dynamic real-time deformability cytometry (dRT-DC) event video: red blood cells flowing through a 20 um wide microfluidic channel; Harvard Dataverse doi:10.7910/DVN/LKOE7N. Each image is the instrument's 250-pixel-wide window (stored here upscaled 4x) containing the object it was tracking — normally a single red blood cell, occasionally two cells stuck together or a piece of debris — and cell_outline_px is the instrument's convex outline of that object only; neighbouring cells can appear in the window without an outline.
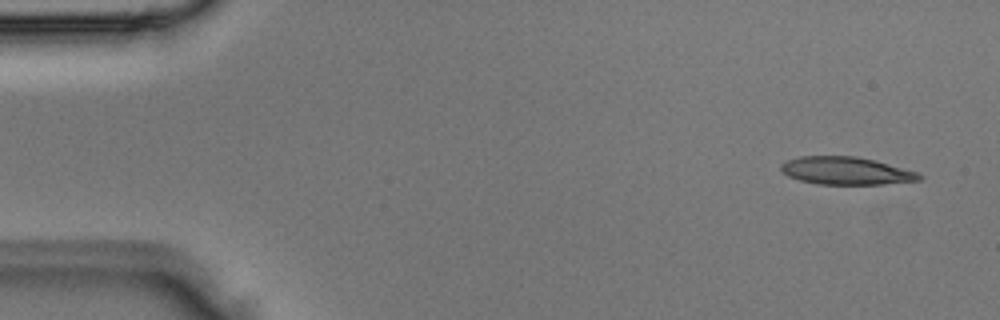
{"species": "Egyptian fruit bat (a non-hibernating species)", "species_latin": "Rousettus aegyptiacus", "temperature_condition": "room temperature", "stored_images_in_passage": 3, "camera_frame_rate_fps": 3000, "um_per_image_px": 0.085, "animal": {"sex": "male"}, "frame": {"image": 1, "passage_image": 1, "time_ms": 0.0, "image_size_px": [1000, 320], "cell_outline_px": [[924, 176], [920, 180], [884, 184], [816, 184], [800, 180], [788, 176], [780, 168], [780, 164], [788, 160], [800, 156], [856, 156], [888, 164], [916, 172]], "centroid_in_image_um": [71.89, 14.52], "position_along_channel_um": 13.1, "area_um2": 22.08}}